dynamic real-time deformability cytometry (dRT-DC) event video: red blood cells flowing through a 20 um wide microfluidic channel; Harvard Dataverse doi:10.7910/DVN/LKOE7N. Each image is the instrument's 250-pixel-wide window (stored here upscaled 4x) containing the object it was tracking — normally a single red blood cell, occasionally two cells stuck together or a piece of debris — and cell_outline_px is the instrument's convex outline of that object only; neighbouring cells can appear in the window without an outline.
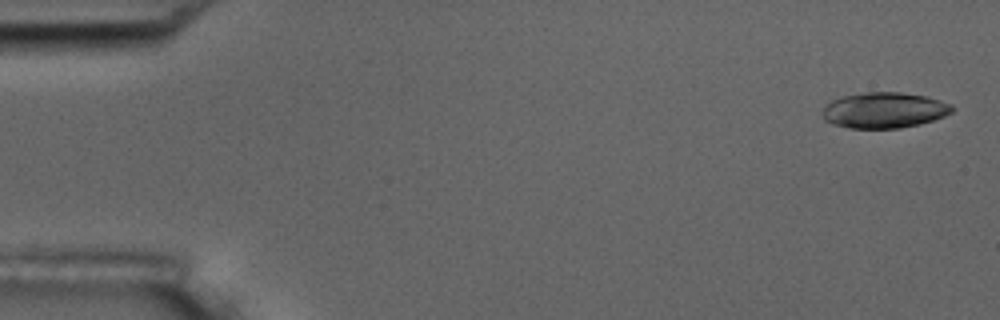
{"species": "common noctule bat (a hibernating species)", "species_latin": "Nyctalus noctula", "temperature_condition": "room temperature", "stored_images_in_passage": 4, "camera_frame_rate_fps": 3000, "um_per_image_px": 0.085, "animal": {"sex": "male", "body_mass_g": 17.5, "forearm_length_mm": 52.3}, "frame": {"image": 1, "passage_image": 1, "time_ms": 0.0, "image_size_px": [1000, 320], "cell_outline_px": [[952, 112], [944, 116], [920, 124], [900, 128], [848, 128], [832, 124], [824, 120], [824, 108], [832, 100], [844, 96], [868, 92], [900, 92], [928, 96], [952, 104]], "centroid_in_image_um": [75.18, 9.37], "position_along_channel_um": 9.8, "area_um2": 26.88}}
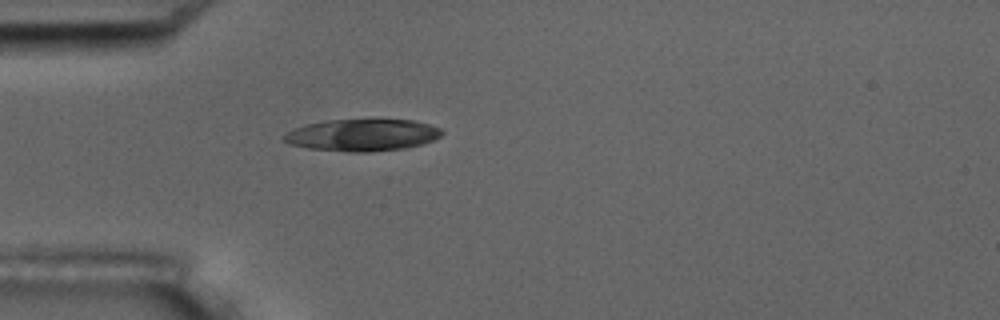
{"frame": {"image": 2, "passage_image": 4, "time_ms": 4.667, "image_size_px": [1000, 320], "cell_outline_px": [[444, 132], [440, 136], [432, 140], [420, 144], [404, 148], [368, 152], [348, 152], [308, 148], [288, 144], [280, 136], [304, 124], [324, 120], [412, 120], [428, 124], [440, 128]], "centroid_in_image_um": [30.74, 11.48], "position_along_channel_um": 54.3, "area_um2": 29.3}}